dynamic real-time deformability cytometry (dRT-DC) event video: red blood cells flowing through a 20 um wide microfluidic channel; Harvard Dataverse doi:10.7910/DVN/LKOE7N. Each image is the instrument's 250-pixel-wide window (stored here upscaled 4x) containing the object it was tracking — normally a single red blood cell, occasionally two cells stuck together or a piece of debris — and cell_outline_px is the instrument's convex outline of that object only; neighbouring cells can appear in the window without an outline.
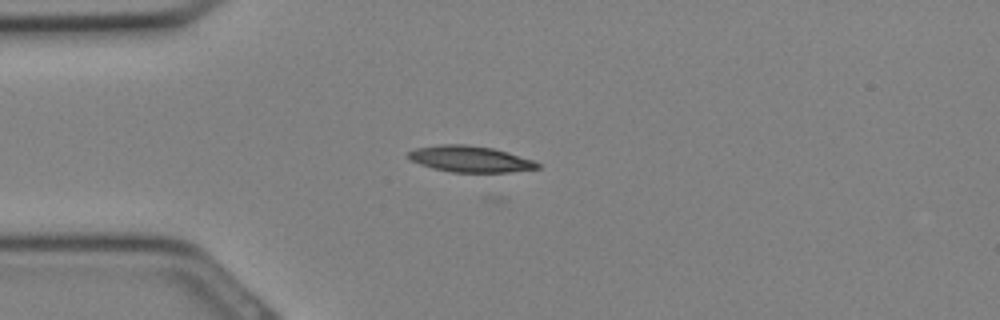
{"species": "Egyptian fruit bat (a non-hibernating species)", "species_latin": "Rousettus aegyptiacus", "temperature_condition": "cold", "stored_images_in_passage": 21, "camera_frame_rate_fps": 3000, "um_per_image_px": 0.085, "animal": {"sex": "female"}, "frame": {"image": 1, "passage_image": 10, "time_ms": 3.0, "image_size_px": [1000, 320], "cell_outline_px": [[540, 168], [508, 172], [452, 172], [432, 168], [420, 164], [404, 156], [408, 152], [416, 148], [440, 144], [468, 144], [492, 148], [508, 152], [532, 160], [540, 164]], "centroid_in_image_um": [39.93, 13.51], "position_along_channel_um": 45.1, "area_um2": 19.71}}
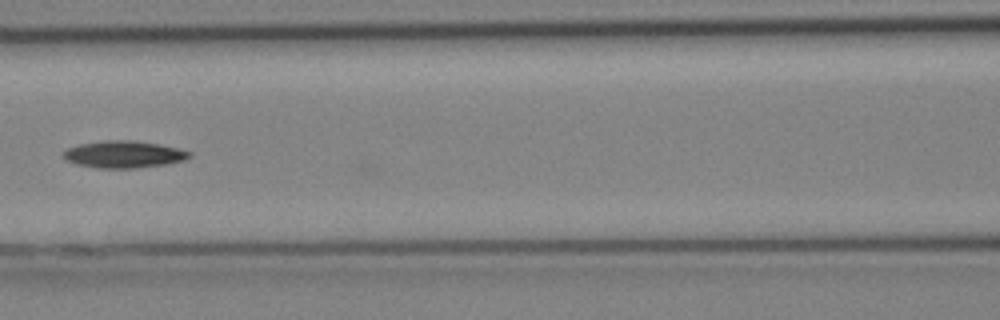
{"frame": {"image": 2, "passage_image": 16, "time_ms": 5.0, "image_size_px": [1000, 320], "cell_outline_px": [[192, 156], [184, 160], [168, 164], [136, 168], [96, 168], [76, 164], [64, 160], [60, 156], [68, 148], [80, 144], [108, 140], [132, 140], [156, 144], [176, 148], [192, 152]], "centroid_in_image_um": [10.49, 13.13], "position_along_channel_um": 156.1, "area_um2": 19.88}}
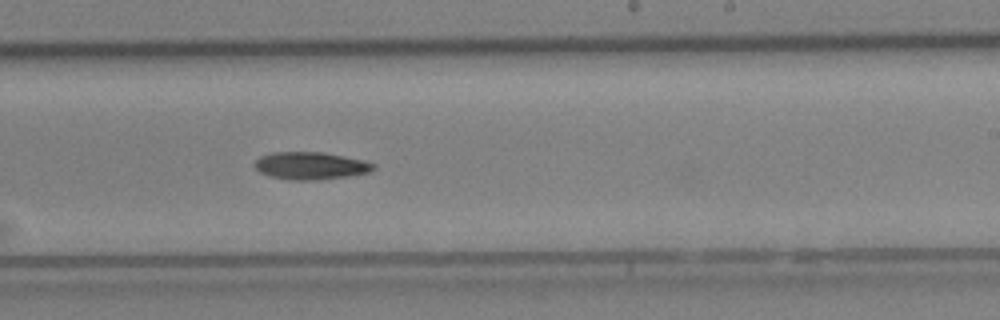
{"frame": {"image": 3, "passage_image": 21, "time_ms": 6.667, "image_size_px": [1000, 320], "cell_outline_px": [[376, 168], [368, 172], [348, 176], [316, 180], [288, 180], [272, 176], [260, 172], [252, 164], [260, 156], [272, 152], [320, 152], [360, 160], [376, 164]], "centroid_in_image_um": [26.35, 14.09], "position_along_channel_um": 262.6, "area_um2": 18.79}}